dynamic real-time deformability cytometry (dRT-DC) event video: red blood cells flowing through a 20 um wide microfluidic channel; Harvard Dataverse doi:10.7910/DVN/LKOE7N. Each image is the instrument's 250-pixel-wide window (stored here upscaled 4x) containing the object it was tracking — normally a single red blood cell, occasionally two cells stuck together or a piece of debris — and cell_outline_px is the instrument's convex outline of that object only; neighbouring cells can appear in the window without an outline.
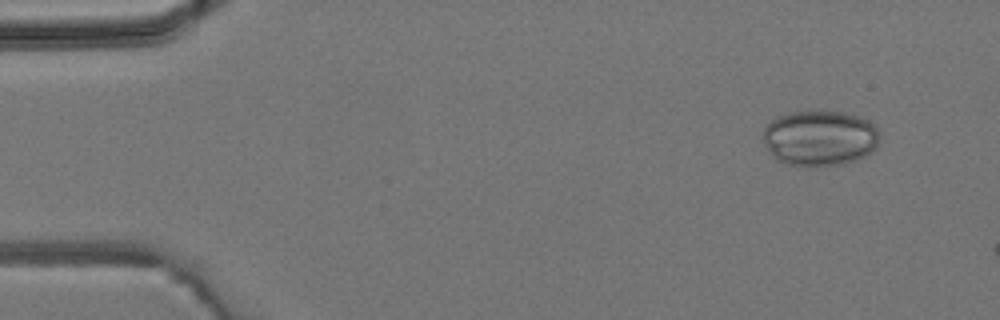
{"species": "common noctule bat (a hibernating species)", "species_latin": "Nyctalus noctula", "temperature_condition": "room temperature", "stored_images_in_passage": 5, "camera_frame_rate_fps": 3000, "um_per_image_px": 0.085, "animal": {"sex": "male", "body_mass_g": 19.2, "forearm_length_mm": 51.8}, "frame": {"image": 1, "passage_image": 1, "time_ms": 0.0, "image_size_px": [1000, 320], "cell_outline_px": [[880, 132], [876, 148], [872, 152], [856, 160], [844, 164], [816, 168], [804, 168], [788, 164], [776, 160], [772, 156], [764, 144], [764, 128], [776, 116], [788, 112], [844, 112], [868, 120], [876, 124]], "centroid_in_image_um": [69.69, 11.78], "position_along_channel_um": 15.3, "area_um2": 38.44}}